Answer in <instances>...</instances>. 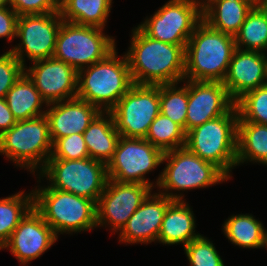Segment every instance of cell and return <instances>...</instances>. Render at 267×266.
Returning <instances> with one entry per match:
<instances>
[{
    "instance_id": "41",
    "label": "cell",
    "mask_w": 267,
    "mask_h": 266,
    "mask_svg": "<svg viewBox=\"0 0 267 266\" xmlns=\"http://www.w3.org/2000/svg\"><path fill=\"white\" fill-rule=\"evenodd\" d=\"M198 2L201 6H203L208 0H192Z\"/></svg>"
},
{
    "instance_id": "6",
    "label": "cell",
    "mask_w": 267,
    "mask_h": 266,
    "mask_svg": "<svg viewBox=\"0 0 267 266\" xmlns=\"http://www.w3.org/2000/svg\"><path fill=\"white\" fill-rule=\"evenodd\" d=\"M237 122L235 105L225 114L186 133L185 147L217 166L230 180L237 169Z\"/></svg>"
},
{
    "instance_id": "32",
    "label": "cell",
    "mask_w": 267,
    "mask_h": 266,
    "mask_svg": "<svg viewBox=\"0 0 267 266\" xmlns=\"http://www.w3.org/2000/svg\"><path fill=\"white\" fill-rule=\"evenodd\" d=\"M238 122L267 125V84L243 94L235 101Z\"/></svg>"
},
{
    "instance_id": "40",
    "label": "cell",
    "mask_w": 267,
    "mask_h": 266,
    "mask_svg": "<svg viewBox=\"0 0 267 266\" xmlns=\"http://www.w3.org/2000/svg\"><path fill=\"white\" fill-rule=\"evenodd\" d=\"M258 165L266 166L267 167V154L264 156V158L258 163Z\"/></svg>"
},
{
    "instance_id": "24",
    "label": "cell",
    "mask_w": 267,
    "mask_h": 266,
    "mask_svg": "<svg viewBox=\"0 0 267 266\" xmlns=\"http://www.w3.org/2000/svg\"><path fill=\"white\" fill-rule=\"evenodd\" d=\"M83 137L89 157L108 164L115 153L119 132L110 112H101L84 131Z\"/></svg>"
},
{
    "instance_id": "19",
    "label": "cell",
    "mask_w": 267,
    "mask_h": 266,
    "mask_svg": "<svg viewBox=\"0 0 267 266\" xmlns=\"http://www.w3.org/2000/svg\"><path fill=\"white\" fill-rule=\"evenodd\" d=\"M222 83L234 102L246 92L267 84V54L236 48Z\"/></svg>"
},
{
    "instance_id": "27",
    "label": "cell",
    "mask_w": 267,
    "mask_h": 266,
    "mask_svg": "<svg viewBox=\"0 0 267 266\" xmlns=\"http://www.w3.org/2000/svg\"><path fill=\"white\" fill-rule=\"evenodd\" d=\"M267 154V125L237 122V168L258 164Z\"/></svg>"
},
{
    "instance_id": "11",
    "label": "cell",
    "mask_w": 267,
    "mask_h": 266,
    "mask_svg": "<svg viewBox=\"0 0 267 266\" xmlns=\"http://www.w3.org/2000/svg\"><path fill=\"white\" fill-rule=\"evenodd\" d=\"M202 20V6L192 0H167L137 27L147 36L174 45H187Z\"/></svg>"
},
{
    "instance_id": "13",
    "label": "cell",
    "mask_w": 267,
    "mask_h": 266,
    "mask_svg": "<svg viewBox=\"0 0 267 266\" xmlns=\"http://www.w3.org/2000/svg\"><path fill=\"white\" fill-rule=\"evenodd\" d=\"M109 112L120 136L145 138L160 113L159 85L134 84Z\"/></svg>"
},
{
    "instance_id": "33",
    "label": "cell",
    "mask_w": 267,
    "mask_h": 266,
    "mask_svg": "<svg viewBox=\"0 0 267 266\" xmlns=\"http://www.w3.org/2000/svg\"><path fill=\"white\" fill-rule=\"evenodd\" d=\"M211 239L201 234L183 248L189 266H226Z\"/></svg>"
},
{
    "instance_id": "2",
    "label": "cell",
    "mask_w": 267,
    "mask_h": 266,
    "mask_svg": "<svg viewBox=\"0 0 267 266\" xmlns=\"http://www.w3.org/2000/svg\"><path fill=\"white\" fill-rule=\"evenodd\" d=\"M32 187L33 208L60 235H78L97 230L96 202L73 193L50 188L36 174ZM43 182V183H42Z\"/></svg>"
},
{
    "instance_id": "29",
    "label": "cell",
    "mask_w": 267,
    "mask_h": 266,
    "mask_svg": "<svg viewBox=\"0 0 267 266\" xmlns=\"http://www.w3.org/2000/svg\"><path fill=\"white\" fill-rule=\"evenodd\" d=\"M33 208V191L20 190L0 198V251L20 221Z\"/></svg>"
},
{
    "instance_id": "17",
    "label": "cell",
    "mask_w": 267,
    "mask_h": 266,
    "mask_svg": "<svg viewBox=\"0 0 267 266\" xmlns=\"http://www.w3.org/2000/svg\"><path fill=\"white\" fill-rule=\"evenodd\" d=\"M173 201L153 190L116 234L117 242L125 246L135 244L148 246L152 243L155 245L167 207Z\"/></svg>"
},
{
    "instance_id": "31",
    "label": "cell",
    "mask_w": 267,
    "mask_h": 266,
    "mask_svg": "<svg viewBox=\"0 0 267 266\" xmlns=\"http://www.w3.org/2000/svg\"><path fill=\"white\" fill-rule=\"evenodd\" d=\"M145 139L163 152H166L185 147L186 133L179 124L159 113L150 124Z\"/></svg>"
},
{
    "instance_id": "28",
    "label": "cell",
    "mask_w": 267,
    "mask_h": 266,
    "mask_svg": "<svg viewBox=\"0 0 267 266\" xmlns=\"http://www.w3.org/2000/svg\"><path fill=\"white\" fill-rule=\"evenodd\" d=\"M237 49L267 54V7L260 1L234 36Z\"/></svg>"
},
{
    "instance_id": "7",
    "label": "cell",
    "mask_w": 267,
    "mask_h": 266,
    "mask_svg": "<svg viewBox=\"0 0 267 266\" xmlns=\"http://www.w3.org/2000/svg\"><path fill=\"white\" fill-rule=\"evenodd\" d=\"M52 146L46 115L17 121L0 136V156L32 176L45 166L51 157Z\"/></svg>"
},
{
    "instance_id": "1",
    "label": "cell",
    "mask_w": 267,
    "mask_h": 266,
    "mask_svg": "<svg viewBox=\"0 0 267 266\" xmlns=\"http://www.w3.org/2000/svg\"><path fill=\"white\" fill-rule=\"evenodd\" d=\"M128 61L134 84L161 85L182 82L185 74V46L158 41L136 25L131 28Z\"/></svg>"
},
{
    "instance_id": "37",
    "label": "cell",
    "mask_w": 267,
    "mask_h": 266,
    "mask_svg": "<svg viewBox=\"0 0 267 266\" xmlns=\"http://www.w3.org/2000/svg\"><path fill=\"white\" fill-rule=\"evenodd\" d=\"M19 15L11 8H0V40L8 44L16 40L17 21Z\"/></svg>"
},
{
    "instance_id": "14",
    "label": "cell",
    "mask_w": 267,
    "mask_h": 266,
    "mask_svg": "<svg viewBox=\"0 0 267 266\" xmlns=\"http://www.w3.org/2000/svg\"><path fill=\"white\" fill-rule=\"evenodd\" d=\"M152 191L146 184L108 179L96 203L97 228L116 235Z\"/></svg>"
},
{
    "instance_id": "4",
    "label": "cell",
    "mask_w": 267,
    "mask_h": 266,
    "mask_svg": "<svg viewBox=\"0 0 267 266\" xmlns=\"http://www.w3.org/2000/svg\"><path fill=\"white\" fill-rule=\"evenodd\" d=\"M162 166L156 191L172 200L185 201L188 191L209 189L230 180L217 166L186 147L164 152Z\"/></svg>"
},
{
    "instance_id": "18",
    "label": "cell",
    "mask_w": 267,
    "mask_h": 266,
    "mask_svg": "<svg viewBox=\"0 0 267 266\" xmlns=\"http://www.w3.org/2000/svg\"><path fill=\"white\" fill-rule=\"evenodd\" d=\"M235 102L222 82L189 81L186 133L203 123L225 115Z\"/></svg>"
},
{
    "instance_id": "30",
    "label": "cell",
    "mask_w": 267,
    "mask_h": 266,
    "mask_svg": "<svg viewBox=\"0 0 267 266\" xmlns=\"http://www.w3.org/2000/svg\"><path fill=\"white\" fill-rule=\"evenodd\" d=\"M160 113L179 124L186 133L188 80L159 85Z\"/></svg>"
},
{
    "instance_id": "34",
    "label": "cell",
    "mask_w": 267,
    "mask_h": 266,
    "mask_svg": "<svg viewBox=\"0 0 267 266\" xmlns=\"http://www.w3.org/2000/svg\"><path fill=\"white\" fill-rule=\"evenodd\" d=\"M88 157L89 153L83 134H72L70 136L58 138L53 143L50 158L75 160Z\"/></svg>"
},
{
    "instance_id": "26",
    "label": "cell",
    "mask_w": 267,
    "mask_h": 266,
    "mask_svg": "<svg viewBox=\"0 0 267 266\" xmlns=\"http://www.w3.org/2000/svg\"><path fill=\"white\" fill-rule=\"evenodd\" d=\"M113 3V0H66L60 6V13L64 21L107 29Z\"/></svg>"
},
{
    "instance_id": "5",
    "label": "cell",
    "mask_w": 267,
    "mask_h": 266,
    "mask_svg": "<svg viewBox=\"0 0 267 266\" xmlns=\"http://www.w3.org/2000/svg\"><path fill=\"white\" fill-rule=\"evenodd\" d=\"M134 85L125 54L116 47L104 59L78 71L77 96L109 112Z\"/></svg>"
},
{
    "instance_id": "44",
    "label": "cell",
    "mask_w": 267,
    "mask_h": 266,
    "mask_svg": "<svg viewBox=\"0 0 267 266\" xmlns=\"http://www.w3.org/2000/svg\"><path fill=\"white\" fill-rule=\"evenodd\" d=\"M267 7V1H261Z\"/></svg>"
},
{
    "instance_id": "23",
    "label": "cell",
    "mask_w": 267,
    "mask_h": 266,
    "mask_svg": "<svg viewBox=\"0 0 267 266\" xmlns=\"http://www.w3.org/2000/svg\"><path fill=\"white\" fill-rule=\"evenodd\" d=\"M222 234L239 249H264L267 229L252 213L229 215L221 226Z\"/></svg>"
},
{
    "instance_id": "20",
    "label": "cell",
    "mask_w": 267,
    "mask_h": 266,
    "mask_svg": "<svg viewBox=\"0 0 267 266\" xmlns=\"http://www.w3.org/2000/svg\"><path fill=\"white\" fill-rule=\"evenodd\" d=\"M101 112L95 105L78 97L48 104L45 115L52 142L72 134H83Z\"/></svg>"
},
{
    "instance_id": "39",
    "label": "cell",
    "mask_w": 267,
    "mask_h": 266,
    "mask_svg": "<svg viewBox=\"0 0 267 266\" xmlns=\"http://www.w3.org/2000/svg\"><path fill=\"white\" fill-rule=\"evenodd\" d=\"M10 7L9 0H0V8Z\"/></svg>"
},
{
    "instance_id": "22",
    "label": "cell",
    "mask_w": 267,
    "mask_h": 266,
    "mask_svg": "<svg viewBox=\"0 0 267 266\" xmlns=\"http://www.w3.org/2000/svg\"><path fill=\"white\" fill-rule=\"evenodd\" d=\"M260 0H208L202 20L220 32L235 36L249 12Z\"/></svg>"
},
{
    "instance_id": "3",
    "label": "cell",
    "mask_w": 267,
    "mask_h": 266,
    "mask_svg": "<svg viewBox=\"0 0 267 266\" xmlns=\"http://www.w3.org/2000/svg\"><path fill=\"white\" fill-rule=\"evenodd\" d=\"M235 49L234 36L201 20L185 46L184 80L223 82Z\"/></svg>"
},
{
    "instance_id": "15",
    "label": "cell",
    "mask_w": 267,
    "mask_h": 266,
    "mask_svg": "<svg viewBox=\"0 0 267 266\" xmlns=\"http://www.w3.org/2000/svg\"><path fill=\"white\" fill-rule=\"evenodd\" d=\"M53 229L32 208L12 232L1 250H8L20 266H29L40 258L58 241ZM29 264V265H28Z\"/></svg>"
},
{
    "instance_id": "21",
    "label": "cell",
    "mask_w": 267,
    "mask_h": 266,
    "mask_svg": "<svg viewBox=\"0 0 267 266\" xmlns=\"http://www.w3.org/2000/svg\"><path fill=\"white\" fill-rule=\"evenodd\" d=\"M197 219L189 200H174L165 212L157 244L180 245L184 248L201 233L197 231Z\"/></svg>"
},
{
    "instance_id": "8",
    "label": "cell",
    "mask_w": 267,
    "mask_h": 266,
    "mask_svg": "<svg viewBox=\"0 0 267 266\" xmlns=\"http://www.w3.org/2000/svg\"><path fill=\"white\" fill-rule=\"evenodd\" d=\"M37 175L50 187L97 203L108 181L107 165L85 159L49 158Z\"/></svg>"
},
{
    "instance_id": "42",
    "label": "cell",
    "mask_w": 267,
    "mask_h": 266,
    "mask_svg": "<svg viewBox=\"0 0 267 266\" xmlns=\"http://www.w3.org/2000/svg\"><path fill=\"white\" fill-rule=\"evenodd\" d=\"M59 7L66 1V0H55Z\"/></svg>"
},
{
    "instance_id": "16",
    "label": "cell",
    "mask_w": 267,
    "mask_h": 266,
    "mask_svg": "<svg viewBox=\"0 0 267 266\" xmlns=\"http://www.w3.org/2000/svg\"><path fill=\"white\" fill-rule=\"evenodd\" d=\"M25 74L47 105L77 96L78 72L54 57L30 63Z\"/></svg>"
},
{
    "instance_id": "12",
    "label": "cell",
    "mask_w": 267,
    "mask_h": 266,
    "mask_svg": "<svg viewBox=\"0 0 267 266\" xmlns=\"http://www.w3.org/2000/svg\"><path fill=\"white\" fill-rule=\"evenodd\" d=\"M62 21L60 12L19 16L16 44H10L9 50L24 67L35 61L52 58Z\"/></svg>"
},
{
    "instance_id": "36",
    "label": "cell",
    "mask_w": 267,
    "mask_h": 266,
    "mask_svg": "<svg viewBox=\"0 0 267 266\" xmlns=\"http://www.w3.org/2000/svg\"><path fill=\"white\" fill-rule=\"evenodd\" d=\"M9 3L19 16L60 12L55 0H9Z\"/></svg>"
},
{
    "instance_id": "38",
    "label": "cell",
    "mask_w": 267,
    "mask_h": 266,
    "mask_svg": "<svg viewBox=\"0 0 267 266\" xmlns=\"http://www.w3.org/2000/svg\"><path fill=\"white\" fill-rule=\"evenodd\" d=\"M13 113L8 108L5 98H0V136L16 124Z\"/></svg>"
},
{
    "instance_id": "10",
    "label": "cell",
    "mask_w": 267,
    "mask_h": 266,
    "mask_svg": "<svg viewBox=\"0 0 267 266\" xmlns=\"http://www.w3.org/2000/svg\"><path fill=\"white\" fill-rule=\"evenodd\" d=\"M164 152L145 138L120 136L114 156L107 164L108 179L118 182L140 183L156 189L161 172L149 178V174L162 166Z\"/></svg>"
},
{
    "instance_id": "35",
    "label": "cell",
    "mask_w": 267,
    "mask_h": 266,
    "mask_svg": "<svg viewBox=\"0 0 267 266\" xmlns=\"http://www.w3.org/2000/svg\"><path fill=\"white\" fill-rule=\"evenodd\" d=\"M24 73L25 67L8 47L0 53V98L6 97L7 92Z\"/></svg>"
},
{
    "instance_id": "25",
    "label": "cell",
    "mask_w": 267,
    "mask_h": 266,
    "mask_svg": "<svg viewBox=\"0 0 267 266\" xmlns=\"http://www.w3.org/2000/svg\"><path fill=\"white\" fill-rule=\"evenodd\" d=\"M5 99L16 121L29 120L46 113L47 103L25 73L7 92Z\"/></svg>"
},
{
    "instance_id": "9",
    "label": "cell",
    "mask_w": 267,
    "mask_h": 266,
    "mask_svg": "<svg viewBox=\"0 0 267 266\" xmlns=\"http://www.w3.org/2000/svg\"><path fill=\"white\" fill-rule=\"evenodd\" d=\"M117 37L106 29L62 21L53 57L77 72L104 59L117 46Z\"/></svg>"
},
{
    "instance_id": "43",
    "label": "cell",
    "mask_w": 267,
    "mask_h": 266,
    "mask_svg": "<svg viewBox=\"0 0 267 266\" xmlns=\"http://www.w3.org/2000/svg\"><path fill=\"white\" fill-rule=\"evenodd\" d=\"M264 249L267 250V234H266V238H265V246H264Z\"/></svg>"
}]
</instances>
